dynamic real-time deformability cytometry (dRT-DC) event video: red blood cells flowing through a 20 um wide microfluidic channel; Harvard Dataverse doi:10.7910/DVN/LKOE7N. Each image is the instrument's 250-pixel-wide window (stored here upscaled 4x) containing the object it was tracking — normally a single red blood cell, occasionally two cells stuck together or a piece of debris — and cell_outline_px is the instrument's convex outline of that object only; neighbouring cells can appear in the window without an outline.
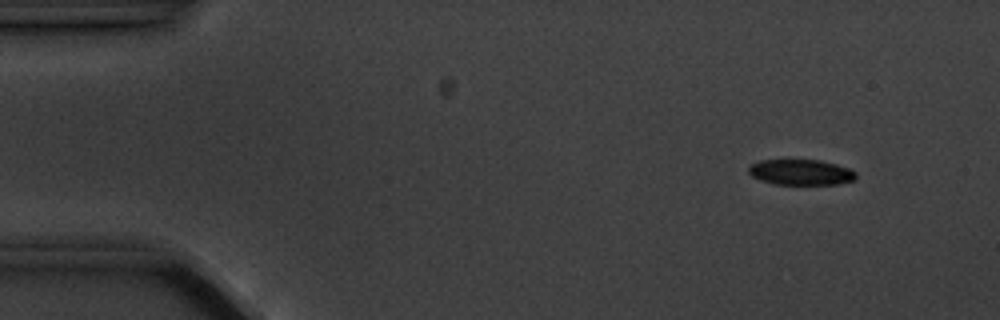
{"species": "common noctule bat (a hibernating species)", "species_latin": "Nyctalus noctula", "temperature_condition": "cold", "stored_images_in_passage": 5, "segment_of_instrument_passage": [1, 2], "camera_frame_rate_fps": 3000, "um_per_image_px": 0.085, "animal": {"sex": "male", "body_mass_g": 20.1, "forearm_length_mm": 53.5}, "frame": {"image": 1, "passage_image": 1, "time_ms": 0.0, "image_size_px": [1000, 320], "cell_outline_px": [[856, 180], [836, 184], [776, 184], [760, 180], [752, 176], [748, 172], [748, 168], [752, 164], [760, 160], [820, 160], [836, 164], [848, 168], [856, 172]], "centroid_in_image_um": [68.08, 14.64], "position_along_channel_um": 16.9, "area_um2": 15.95}}